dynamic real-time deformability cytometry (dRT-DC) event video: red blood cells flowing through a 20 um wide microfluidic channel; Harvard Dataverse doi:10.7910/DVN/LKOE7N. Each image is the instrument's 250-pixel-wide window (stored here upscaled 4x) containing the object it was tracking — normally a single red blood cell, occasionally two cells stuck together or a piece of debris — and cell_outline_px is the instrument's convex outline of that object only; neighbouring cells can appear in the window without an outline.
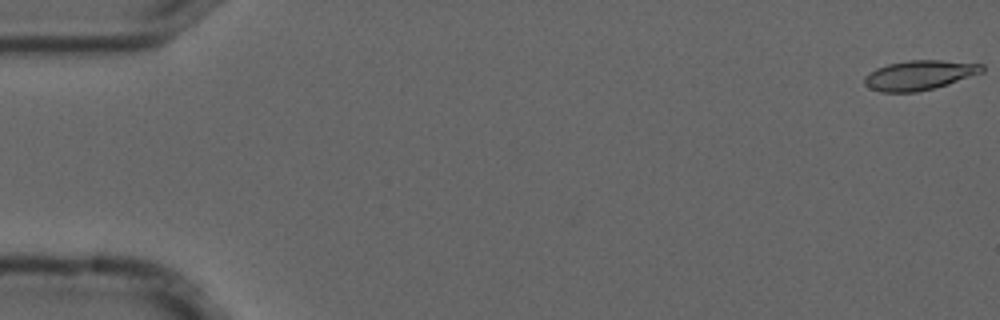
{"species": "common noctule bat (a hibernating species)", "species_latin": "Nyctalus noctula", "temperature_condition": "cold", "stored_images_in_passage": 7, "camera_frame_rate_fps": 3000, "um_per_image_px": 0.085, "animal": {"sex": "male", "forearm_length_mm": 52.5}, "frame": {"image": 1, "passage_image": 1, "time_ms": 0.0, "image_size_px": [1000, 320], "cell_outline_px": [[984, 72], [948, 84], [916, 92], [880, 92], [864, 84], [864, 76], [876, 68], [888, 64], [908, 60], [940, 60], [984, 64]], "centroid_in_image_um": [78.16, 6.38], "position_along_channel_um": 6.8, "area_um2": 20.23}}
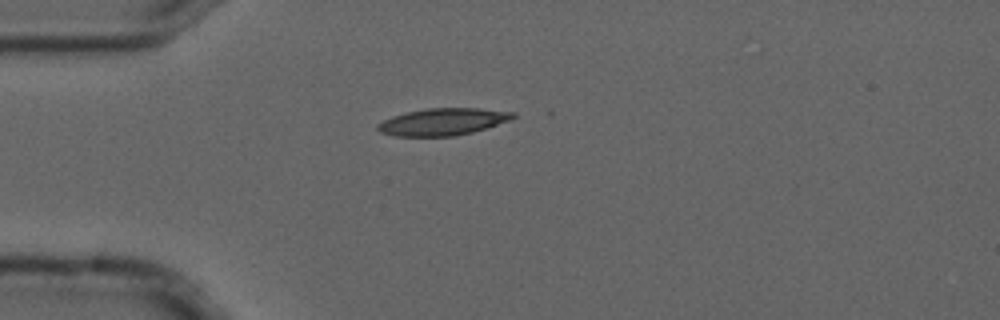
{"frame": {"image": 2, "passage_image": 5, "time_ms": 1.333, "image_size_px": [1000, 320], "cell_outline_px": [[516, 116], [512, 120], [488, 128], [456, 136], [392, 136], [380, 132], [376, 128], [376, 124], [392, 116], [408, 112], [428, 108], [480, 108], [516, 112]], "centroid_in_image_um": [37.68, 10.35], "position_along_channel_um": 47.3, "area_um2": 21.56}}